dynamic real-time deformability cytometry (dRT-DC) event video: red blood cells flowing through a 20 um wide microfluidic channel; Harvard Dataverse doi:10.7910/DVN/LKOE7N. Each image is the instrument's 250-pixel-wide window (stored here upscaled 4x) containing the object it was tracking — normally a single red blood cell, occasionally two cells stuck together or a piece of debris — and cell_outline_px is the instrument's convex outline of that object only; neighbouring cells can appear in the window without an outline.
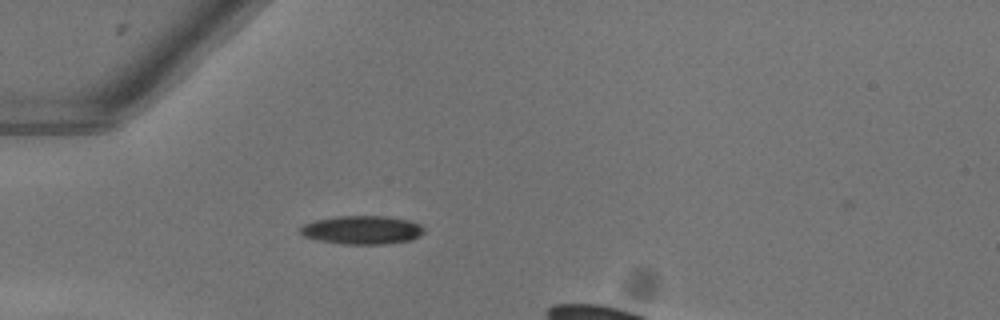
{"species": "common noctule bat (a hibernating species)", "species_latin": "Nyctalus noctula", "temperature_condition": "warm", "stored_images_in_passage": 31, "camera_frame_rate_fps": 3000, "um_per_image_px": 0.085, "animal": {"sex": "female"}, "frame": {"image": 1, "passage_image": 1, "time_ms": 0.0, "image_size_px": [1000, 320], "cell_outline_px": [[424, 232], [420, 236], [412, 240], [384, 244], [344, 244], [320, 240], [304, 236], [300, 232], [300, 228], [304, 224], [316, 220], [336, 216], [384, 216], [408, 220], [420, 224], [424, 228]], "centroid_in_image_um": [30.81, 19.54], "position_along_channel_um": 54.2, "area_um2": 20.46}}
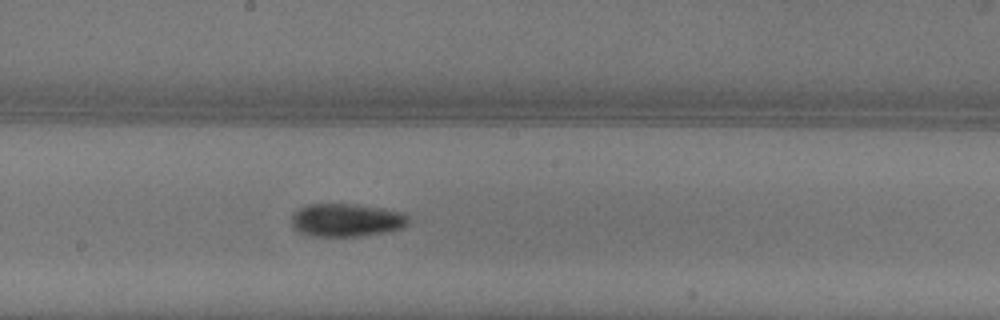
{"frame": {"image": 2, "passage_image": 14, "time_ms": 4.333, "image_size_px": [1000, 320], "cell_outline_px": [[408, 224], [400, 228], [384, 232], [360, 236], [312, 236], [296, 232], [292, 228], [292, 212], [308, 204], [356, 204], [384, 208], [404, 212], [408, 216]], "centroid_in_image_um": [29.41, 18.7], "position_along_channel_um": 218.8, "area_um2": 22.77}}
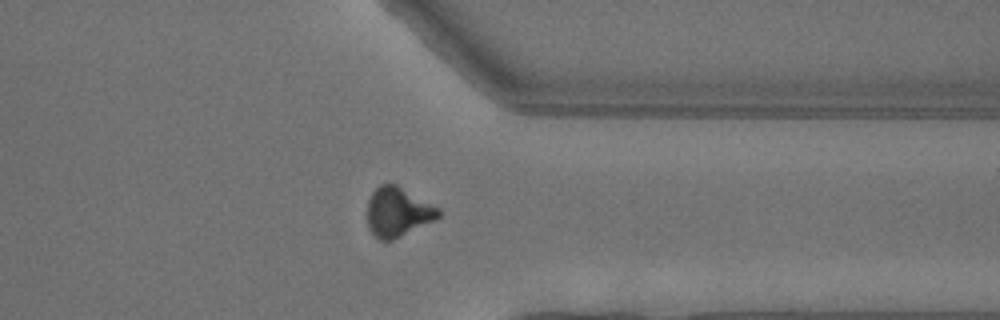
{"frame": {"image": 3, "passage_image": 26, "time_ms": 8.333, "image_size_px": [1000, 320], "cell_outline_px": [[440, 216], [436, 220], [392, 240], [380, 240], [368, 228], [368, 200], [372, 192], [380, 184], [396, 184], [440, 208]], "centroid_in_image_um": [33.83, 18.01], "position_along_channel_um": 377.6, "area_um2": 20.4}, "authors_computed_cell_mechanics": {"area_um2": 21.3282, "velocity_mm_per_s": 4.055, "shape_relaxation_time_tau1_ms": 4.7902, "shape_relaxation_time_tau2_ms": null, "deformation_change_tau1": 0.165, "deformation_change_tau2": null}}